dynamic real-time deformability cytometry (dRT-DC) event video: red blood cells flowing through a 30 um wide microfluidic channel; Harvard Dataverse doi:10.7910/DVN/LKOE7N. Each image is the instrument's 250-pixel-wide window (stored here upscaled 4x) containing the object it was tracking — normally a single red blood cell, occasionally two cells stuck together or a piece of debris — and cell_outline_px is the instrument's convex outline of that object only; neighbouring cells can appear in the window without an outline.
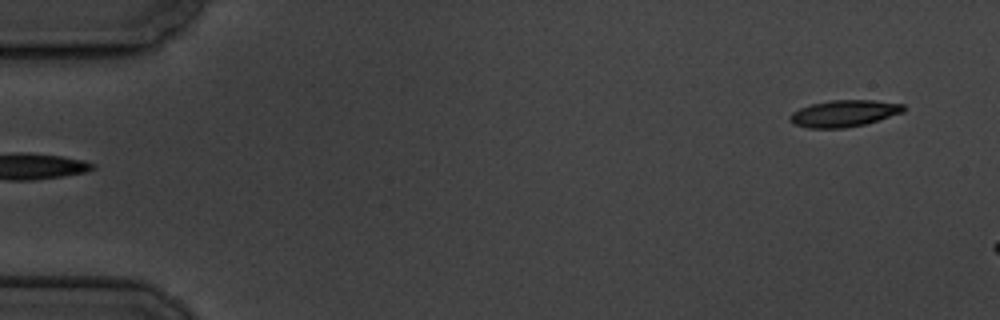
{"species": "common noctule bat (a hibernating species)", "species_latin": "Nyctalus noctula", "temperature_condition": "cold", "stored_images_in_passage": 6, "segment_of_instrument_passage": [2, 2], "camera_frame_rate_fps": 3000, "um_per_image_px": 0.085, "animal": {"sex": "male", "body_mass_g": 19.5, "forearm_length_mm": 54.6}, "frame": {"image": 1, "passage_image": 6, "time_ms": 5.667, "image_size_px": [1000, 320], "cell_outline_px": [[904, 112], [864, 124], [844, 128], [808, 128], [792, 124], [788, 120], [788, 116], [792, 112], [800, 108], [812, 104], [832, 100], [872, 100], [904, 104]], "centroid_in_image_um": [71.69, 9.64], "position_along_channel_um": 13.3, "area_um2": 17.63}}